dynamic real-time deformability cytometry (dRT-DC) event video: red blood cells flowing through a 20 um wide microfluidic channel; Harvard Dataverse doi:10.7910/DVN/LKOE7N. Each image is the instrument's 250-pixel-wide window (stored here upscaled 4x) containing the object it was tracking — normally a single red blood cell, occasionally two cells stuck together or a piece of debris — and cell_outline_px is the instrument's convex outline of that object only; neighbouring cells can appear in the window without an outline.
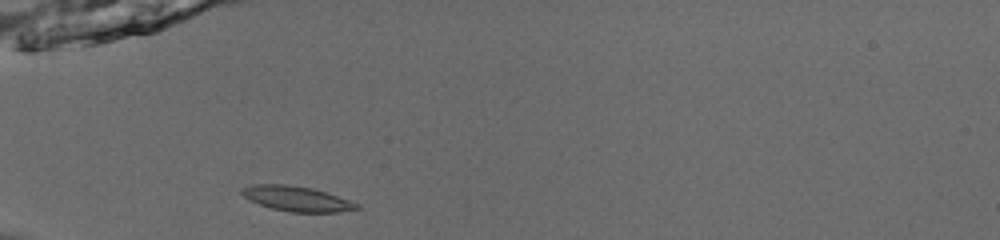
{"species": "common noctule bat (a hibernating species)", "species_latin": "Nyctalus noctula", "temperature_condition": "room temperature", "stored_images_in_passage": 35, "camera_frame_rate_fps": 3000, "um_per_image_px": 0.085, "animal": {"sex": "male", "body_mass_g": 13.0, "forearm_length_mm": 53.1}, "frame": {"image": 1, "passage_image": 1, "time_ms": 0.0, "image_size_px": [1000, 240], "cell_outline_px": [[360, 208], [340, 212], [288, 212], [272, 208], [260, 204], [244, 196], [240, 192], [240, 188], [252, 184], [284, 184], [312, 188], [360, 204]], "centroid_in_image_um": [25.21, 16.89], "position_along_channel_um": 59.8, "area_um2": 16.59}}
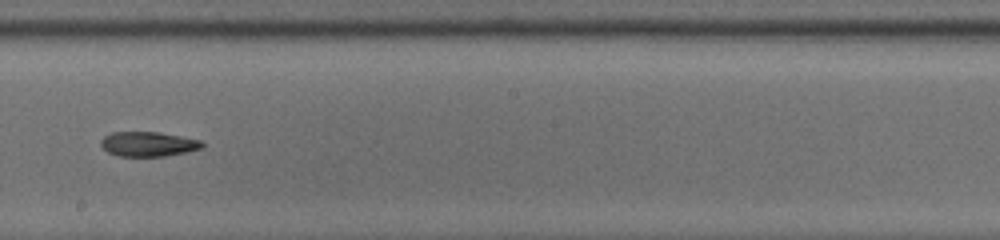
{"frame": {"image": 2, "passage_image": 15, "time_ms": 4.667, "image_size_px": [1000, 240], "cell_outline_px": [[204, 148], [188, 152], [164, 156], [116, 156], [108, 152], [100, 144], [100, 140], [104, 136], [112, 132], [160, 132], [204, 140]], "centroid_in_image_um": [12.65, 12.24], "position_along_channel_um": 235.5, "area_um2": 14.85}}
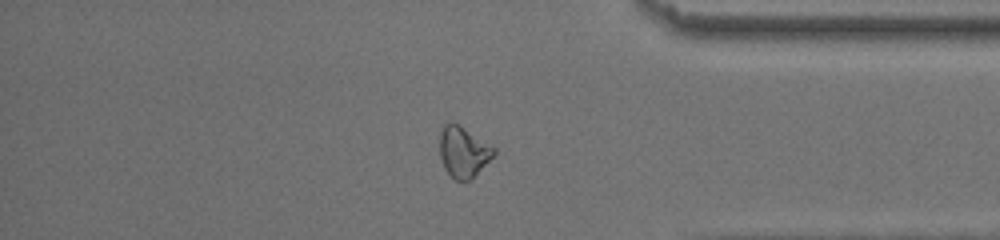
{"frame": {"image": 3, "passage_image": 28, "time_ms": 9.0, "image_size_px": [1000, 240], "cell_outline_px": [[496, 152], [472, 180], [456, 180], [444, 168], [440, 156], [440, 132], [444, 124], [452, 120], [460, 124], [496, 148]], "centroid_in_image_um": [39.39, 12.87], "position_along_channel_um": 395.8, "area_um2": 16.18}, "authors_computed_cell_mechanics": {"area_um2": 15.7216, "velocity_mm_per_s": 3.9503, "shape_relaxation_time_tau1_ms": null, "shape_relaxation_time_tau2_ms": 6.3836, "deformation_change_tau1": null, "deformation_change_tau2": 0.1465}}